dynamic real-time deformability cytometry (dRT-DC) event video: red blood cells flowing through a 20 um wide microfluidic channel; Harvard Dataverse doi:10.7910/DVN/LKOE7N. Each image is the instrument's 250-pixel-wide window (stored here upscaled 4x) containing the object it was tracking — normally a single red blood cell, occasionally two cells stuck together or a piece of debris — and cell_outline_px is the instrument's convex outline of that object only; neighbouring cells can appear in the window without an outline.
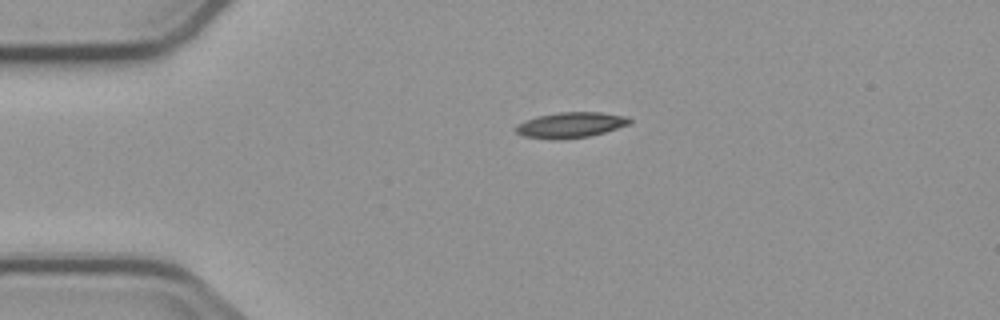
{"species": "common noctule bat (a hibernating species)", "species_latin": "Nyctalus noctula", "temperature_condition": "cold", "stored_images_in_passage": 2, "camera_frame_rate_fps": 3000, "um_per_image_px": 0.085, "animal": {"sex": "male", "body_mass_g": 23.1, "forearm_length_mm": 52.7}, "frame": {"image": 1, "passage_image": 1, "time_ms": 0.0, "image_size_px": [1000, 320], "cell_outline_px": [[632, 120], [628, 124], [604, 132], [588, 136], [560, 140], [552, 140], [524, 136], [516, 132], [516, 128], [520, 124], [528, 120], [540, 116], [560, 112], [600, 112], [628, 116]], "centroid_in_image_um": [48.54, 10.63], "position_along_channel_um": 36.5, "area_um2": 16.65}}
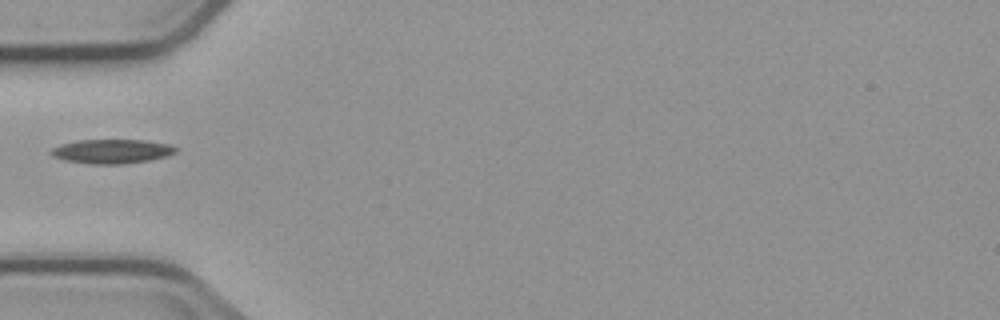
{"frame": {"image": 2, "passage_image": 2, "time_ms": 2.0, "image_size_px": [1000, 320], "cell_outline_px": [[176, 152], [164, 156], [148, 160], [120, 164], [92, 164], [64, 160], [52, 156], [48, 152], [52, 148], [60, 144], [76, 140], [144, 140], [168, 144], [176, 148]], "centroid_in_image_um": [9.42, 12.86], "position_along_channel_um": 75.6, "area_um2": 17.46}}